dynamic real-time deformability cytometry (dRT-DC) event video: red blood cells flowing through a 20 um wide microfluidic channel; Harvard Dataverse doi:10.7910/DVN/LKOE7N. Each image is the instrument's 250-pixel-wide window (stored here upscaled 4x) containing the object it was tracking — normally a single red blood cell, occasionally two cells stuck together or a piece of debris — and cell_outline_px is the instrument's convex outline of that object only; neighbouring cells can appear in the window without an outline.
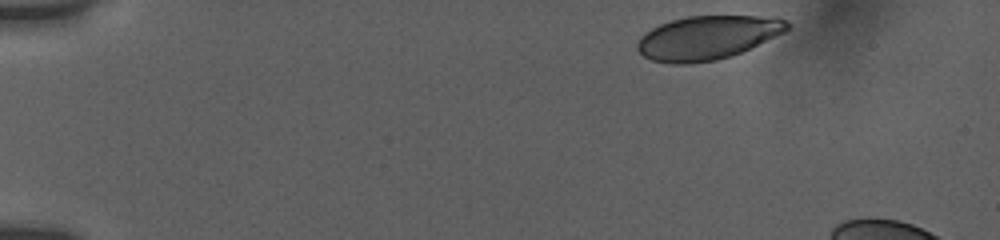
{"species": "human", "species_latin": "Homo sapiens", "temperature_condition": "room temperature", "stored_images_in_passage": 24, "camera_frame_rate_fps": 3000, "um_per_image_px": 0.085, "donor": {"sex": "female"}, "frame": {"image": 1, "passage_image": 1, "time_ms": 0.0, "image_size_px": [1000, 240], "cell_outline_px": [[788, 28], [784, 32], [732, 56], [716, 60], [688, 64], [672, 64], [652, 60], [644, 56], [636, 48], [636, 44], [640, 36], [652, 28], [660, 24], [672, 20], [688, 16], [776, 16], [784, 20], [788, 24]], "centroid_in_image_um": [60.1, 3.2], "position_along_channel_um": 24.9, "area_um2": 38.09}}
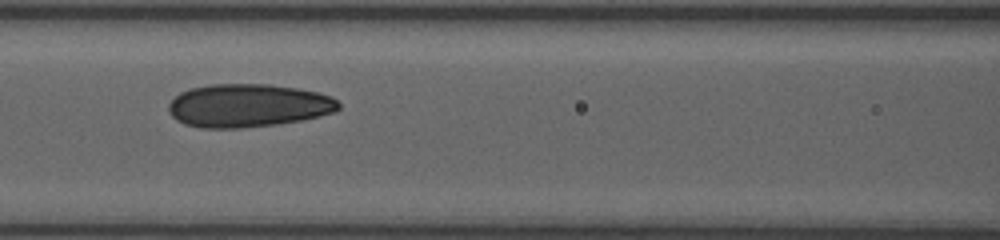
{"frame": {"image": 2, "passage_image": 18, "time_ms": 6.0, "image_size_px": [1000, 240], "cell_outline_px": [[340, 108], [332, 112], [320, 116], [300, 120], [276, 124], [240, 128], [200, 128], [184, 124], [176, 120], [168, 112], [168, 104], [180, 92], [188, 88], [208, 84], [272, 84], [296, 88], [316, 92], [332, 96], [340, 104]], "centroid_in_image_um": [21.05, 8.97], "position_along_channel_um": 145.6, "area_um2": 43.0}}
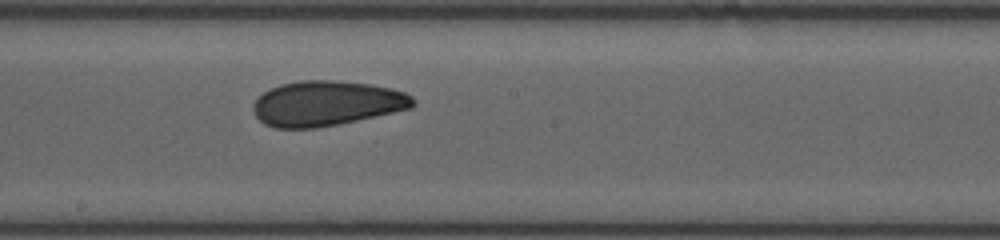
{"frame": {"image": 3, "passage_image": 24, "time_ms": 8.0, "image_size_px": [1000, 240], "cell_outline_px": [[416, 104], [412, 108], [356, 120], [316, 128], [272, 128], [264, 124], [256, 116], [252, 108], [252, 104], [264, 92], [280, 84], [300, 80], [332, 80], [372, 84], [392, 88], [404, 92], [412, 96], [416, 100]], "centroid_in_image_um": [27.76, 8.78], "position_along_channel_um": 220.4, "area_um2": 41.96}}